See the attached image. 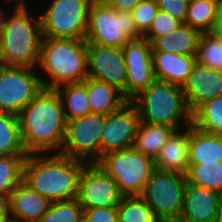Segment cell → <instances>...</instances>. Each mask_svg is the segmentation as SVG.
I'll use <instances>...</instances> for the list:
<instances>
[{
    "label": "cell",
    "instance_id": "1",
    "mask_svg": "<svg viewBox=\"0 0 222 222\" xmlns=\"http://www.w3.org/2000/svg\"><path fill=\"white\" fill-rule=\"evenodd\" d=\"M20 133L27 154L61 152L67 121L55 89L43 88L20 112ZM51 151V152H50Z\"/></svg>",
    "mask_w": 222,
    "mask_h": 222
},
{
    "label": "cell",
    "instance_id": "2",
    "mask_svg": "<svg viewBox=\"0 0 222 222\" xmlns=\"http://www.w3.org/2000/svg\"><path fill=\"white\" fill-rule=\"evenodd\" d=\"M86 161L62 153L28 154L23 166V182L51 203L74 199L78 178Z\"/></svg>",
    "mask_w": 222,
    "mask_h": 222
},
{
    "label": "cell",
    "instance_id": "3",
    "mask_svg": "<svg viewBox=\"0 0 222 222\" xmlns=\"http://www.w3.org/2000/svg\"><path fill=\"white\" fill-rule=\"evenodd\" d=\"M37 67L50 78L40 77L43 88L55 89L67 83L84 82L88 78L87 42L42 37Z\"/></svg>",
    "mask_w": 222,
    "mask_h": 222
},
{
    "label": "cell",
    "instance_id": "4",
    "mask_svg": "<svg viewBox=\"0 0 222 222\" xmlns=\"http://www.w3.org/2000/svg\"><path fill=\"white\" fill-rule=\"evenodd\" d=\"M29 8H13L0 34V65L37 68L42 28L40 15Z\"/></svg>",
    "mask_w": 222,
    "mask_h": 222
},
{
    "label": "cell",
    "instance_id": "5",
    "mask_svg": "<svg viewBox=\"0 0 222 222\" xmlns=\"http://www.w3.org/2000/svg\"><path fill=\"white\" fill-rule=\"evenodd\" d=\"M130 101L137 108L141 122L163 124L176 130L191 125L182 86L155 80Z\"/></svg>",
    "mask_w": 222,
    "mask_h": 222
},
{
    "label": "cell",
    "instance_id": "6",
    "mask_svg": "<svg viewBox=\"0 0 222 222\" xmlns=\"http://www.w3.org/2000/svg\"><path fill=\"white\" fill-rule=\"evenodd\" d=\"M95 163L117 183L123 197L142 196L155 170L154 160L133 147L106 153Z\"/></svg>",
    "mask_w": 222,
    "mask_h": 222
},
{
    "label": "cell",
    "instance_id": "7",
    "mask_svg": "<svg viewBox=\"0 0 222 222\" xmlns=\"http://www.w3.org/2000/svg\"><path fill=\"white\" fill-rule=\"evenodd\" d=\"M140 38L131 12L91 3L85 36L87 43L122 48L130 40Z\"/></svg>",
    "mask_w": 222,
    "mask_h": 222
},
{
    "label": "cell",
    "instance_id": "8",
    "mask_svg": "<svg viewBox=\"0 0 222 222\" xmlns=\"http://www.w3.org/2000/svg\"><path fill=\"white\" fill-rule=\"evenodd\" d=\"M91 0H52L40 15L42 37L85 40Z\"/></svg>",
    "mask_w": 222,
    "mask_h": 222
},
{
    "label": "cell",
    "instance_id": "9",
    "mask_svg": "<svg viewBox=\"0 0 222 222\" xmlns=\"http://www.w3.org/2000/svg\"><path fill=\"white\" fill-rule=\"evenodd\" d=\"M186 175L155 169L142 198L161 222H176L183 209Z\"/></svg>",
    "mask_w": 222,
    "mask_h": 222
},
{
    "label": "cell",
    "instance_id": "10",
    "mask_svg": "<svg viewBox=\"0 0 222 222\" xmlns=\"http://www.w3.org/2000/svg\"><path fill=\"white\" fill-rule=\"evenodd\" d=\"M34 69L0 65V112L18 117L21 110L43 89L41 75Z\"/></svg>",
    "mask_w": 222,
    "mask_h": 222
},
{
    "label": "cell",
    "instance_id": "11",
    "mask_svg": "<svg viewBox=\"0 0 222 222\" xmlns=\"http://www.w3.org/2000/svg\"><path fill=\"white\" fill-rule=\"evenodd\" d=\"M105 126V115L90 113L67 121L61 152L87 163L100 158V140Z\"/></svg>",
    "mask_w": 222,
    "mask_h": 222
},
{
    "label": "cell",
    "instance_id": "12",
    "mask_svg": "<svg viewBox=\"0 0 222 222\" xmlns=\"http://www.w3.org/2000/svg\"><path fill=\"white\" fill-rule=\"evenodd\" d=\"M117 183L96 163H87L78 178L76 199L83 209L117 207L122 199Z\"/></svg>",
    "mask_w": 222,
    "mask_h": 222
},
{
    "label": "cell",
    "instance_id": "13",
    "mask_svg": "<svg viewBox=\"0 0 222 222\" xmlns=\"http://www.w3.org/2000/svg\"><path fill=\"white\" fill-rule=\"evenodd\" d=\"M140 122L138 110L131 101L105 115V126L100 140V157L109 152L132 148Z\"/></svg>",
    "mask_w": 222,
    "mask_h": 222
},
{
    "label": "cell",
    "instance_id": "14",
    "mask_svg": "<svg viewBox=\"0 0 222 222\" xmlns=\"http://www.w3.org/2000/svg\"><path fill=\"white\" fill-rule=\"evenodd\" d=\"M88 77L110 84L127 98V66L122 48L87 43Z\"/></svg>",
    "mask_w": 222,
    "mask_h": 222
},
{
    "label": "cell",
    "instance_id": "15",
    "mask_svg": "<svg viewBox=\"0 0 222 222\" xmlns=\"http://www.w3.org/2000/svg\"><path fill=\"white\" fill-rule=\"evenodd\" d=\"M127 66V99L130 101L156 79L153 70L152 44L144 39L130 40L122 47Z\"/></svg>",
    "mask_w": 222,
    "mask_h": 222
},
{
    "label": "cell",
    "instance_id": "16",
    "mask_svg": "<svg viewBox=\"0 0 222 222\" xmlns=\"http://www.w3.org/2000/svg\"><path fill=\"white\" fill-rule=\"evenodd\" d=\"M182 90L186 105L192 113L204 102L222 94V71L195 61Z\"/></svg>",
    "mask_w": 222,
    "mask_h": 222
},
{
    "label": "cell",
    "instance_id": "17",
    "mask_svg": "<svg viewBox=\"0 0 222 222\" xmlns=\"http://www.w3.org/2000/svg\"><path fill=\"white\" fill-rule=\"evenodd\" d=\"M221 210L220 193L187 183L183 209L176 222H213Z\"/></svg>",
    "mask_w": 222,
    "mask_h": 222
},
{
    "label": "cell",
    "instance_id": "18",
    "mask_svg": "<svg viewBox=\"0 0 222 222\" xmlns=\"http://www.w3.org/2000/svg\"><path fill=\"white\" fill-rule=\"evenodd\" d=\"M7 202L9 220L14 222H38L51 205L23 181L12 190Z\"/></svg>",
    "mask_w": 222,
    "mask_h": 222
},
{
    "label": "cell",
    "instance_id": "19",
    "mask_svg": "<svg viewBox=\"0 0 222 222\" xmlns=\"http://www.w3.org/2000/svg\"><path fill=\"white\" fill-rule=\"evenodd\" d=\"M175 130L154 159L157 170L185 175L189 168V126Z\"/></svg>",
    "mask_w": 222,
    "mask_h": 222
},
{
    "label": "cell",
    "instance_id": "20",
    "mask_svg": "<svg viewBox=\"0 0 222 222\" xmlns=\"http://www.w3.org/2000/svg\"><path fill=\"white\" fill-rule=\"evenodd\" d=\"M155 79L183 86L196 61V56L168 52H152Z\"/></svg>",
    "mask_w": 222,
    "mask_h": 222
},
{
    "label": "cell",
    "instance_id": "21",
    "mask_svg": "<svg viewBox=\"0 0 222 222\" xmlns=\"http://www.w3.org/2000/svg\"><path fill=\"white\" fill-rule=\"evenodd\" d=\"M189 165L222 161V135L209 134L189 125Z\"/></svg>",
    "mask_w": 222,
    "mask_h": 222
},
{
    "label": "cell",
    "instance_id": "22",
    "mask_svg": "<svg viewBox=\"0 0 222 222\" xmlns=\"http://www.w3.org/2000/svg\"><path fill=\"white\" fill-rule=\"evenodd\" d=\"M83 83L87 88L91 113L108 115L129 101L120 90L106 82L88 77Z\"/></svg>",
    "mask_w": 222,
    "mask_h": 222
},
{
    "label": "cell",
    "instance_id": "23",
    "mask_svg": "<svg viewBox=\"0 0 222 222\" xmlns=\"http://www.w3.org/2000/svg\"><path fill=\"white\" fill-rule=\"evenodd\" d=\"M202 33L183 24L174 32L156 38L152 44V52H172L183 56H196L198 41Z\"/></svg>",
    "mask_w": 222,
    "mask_h": 222
},
{
    "label": "cell",
    "instance_id": "24",
    "mask_svg": "<svg viewBox=\"0 0 222 222\" xmlns=\"http://www.w3.org/2000/svg\"><path fill=\"white\" fill-rule=\"evenodd\" d=\"M175 130V128L163 124L140 122L132 147L154 160Z\"/></svg>",
    "mask_w": 222,
    "mask_h": 222
},
{
    "label": "cell",
    "instance_id": "25",
    "mask_svg": "<svg viewBox=\"0 0 222 222\" xmlns=\"http://www.w3.org/2000/svg\"><path fill=\"white\" fill-rule=\"evenodd\" d=\"M55 90L60 96L66 121L91 113L87 88L83 82L63 84Z\"/></svg>",
    "mask_w": 222,
    "mask_h": 222
},
{
    "label": "cell",
    "instance_id": "26",
    "mask_svg": "<svg viewBox=\"0 0 222 222\" xmlns=\"http://www.w3.org/2000/svg\"><path fill=\"white\" fill-rule=\"evenodd\" d=\"M191 125L205 133L222 135V94L197 107L191 113Z\"/></svg>",
    "mask_w": 222,
    "mask_h": 222
},
{
    "label": "cell",
    "instance_id": "27",
    "mask_svg": "<svg viewBox=\"0 0 222 222\" xmlns=\"http://www.w3.org/2000/svg\"><path fill=\"white\" fill-rule=\"evenodd\" d=\"M0 155L28 156L22 144L19 118L0 112Z\"/></svg>",
    "mask_w": 222,
    "mask_h": 222
},
{
    "label": "cell",
    "instance_id": "28",
    "mask_svg": "<svg viewBox=\"0 0 222 222\" xmlns=\"http://www.w3.org/2000/svg\"><path fill=\"white\" fill-rule=\"evenodd\" d=\"M220 0H189L187 15L183 24L199 30L211 32Z\"/></svg>",
    "mask_w": 222,
    "mask_h": 222
},
{
    "label": "cell",
    "instance_id": "29",
    "mask_svg": "<svg viewBox=\"0 0 222 222\" xmlns=\"http://www.w3.org/2000/svg\"><path fill=\"white\" fill-rule=\"evenodd\" d=\"M185 175L188 184L207 188L222 195V161L189 165Z\"/></svg>",
    "mask_w": 222,
    "mask_h": 222
},
{
    "label": "cell",
    "instance_id": "30",
    "mask_svg": "<svg viewBox=\"0 0 222 222\" xmlns=\"http://www.w3.org/2000/svg\"><path fill=\"white\" fill-rule=\"evenodd\" d=\"M117 222H161L141 196L122 197Z\"/></svg>",
    "mask_w": 222,
    "mask_h": 222
},
{
    "label": "cell",
    "instance_id": "31",
    "mask_svg": "<svg viewBox=\"0 0 222 222\" xmlns=\"http://www.w3.org/2000/svg\"><path fill=\"white\" fill-rule=\"evenodd\" d=\"M26 157L0 155V199L8 201L12 190L23 181Z\"/></svg>",
    "mask_w": 222,
    "mask_h": 222
},
{
    "label": "cell",
    "instance_id": "32",
    "mask_svg": "<svg viewBox=\"0 0 222 222\" xmlns=\"http://www.w3.org/2000/svg\"><path fill=\"white\" fill-rule=\"evenodd\" d=\"M196 61L222 71V37L212 32L202 33L198 41Z\"/></svg>",
    "mask_w": 222,
    "mask_h": 222
},
{
    "label": "cell",
    "instance_id": "33",
    "mask_svg": "<svg viewBox=\"0 0 222 222\" xmlns=\"http://www.w3.org/2000/svg\"><path fill=\"white\" fill-rule=\"evenodd\" d=\"M83 211L76 198L52 202L38 222H82Z\"/></svg>",
    "mask_w": 222,
    "mask_h": 222
},
{
    "label": "cell",
    "instance_id": "34",
    "mask_svg": "<svg viewBox=\"0 0 222 222\" xmlns=\"http://www.w3.org/2000/svg\"><path fill=\"white\" fill-rule=\"evenodd\" d=\"M182 25L183 22L179 19L159 10L153 19L149 30L142 36V38L152 43L156 38L168 35Z\"/></svg>",
    "mask_w": 222,
    "mask_h": 222
},
{
    "label": "cell",
    "instance_id": "35",
    "mask_svg": "<svg viewBox=\"0 0 222 222\" xmlns=\"http://www.w3.org/2000/svg\"><path fill=\"white\" fill-rule=\"evenodd\" d=\"M158 11L156 0H143L131 11L136 29L141 36L149 30Z\"/></svg>",
    "mask_w": 222,
    "mask_h": 222
},
{
    "label": "cell",
    "instance_id": "36",
    "mask_svg": "<svg viewBox=\"0 0 222 222\" xmlns=\"http://www.w3.org/2000/svg\"><path fill=\"white\" fill-rule=\"evenodd\" d=\"M82 222H117V207L84 209Z\"/></svg>",
    "mask_w": 222,
    "mask_h": 222
},
{
    "label": "cell",
    "instance_id": "37",
    "mask_svg": "<svg viewBox=\"0 0 222 222\" xmlns=\"http://www.w3.org/2000/svg\"><path fill=\"white\" fill-rule=\"evenodd\" d=\"M160 11L175 17L184 23L189 0H156Z\"/></svg>",
    "mask_w": 222,
    "mask_h": 222
},
{
    "label": "cell",
    "instance_id": "38",
    "mask_svg": "<svg viewBox=\"0 0 222 222\" xmlns=\"http://www.w3.org/2000/svg\"><path fill=\"white\" fill-rule=\"evenodd\" d=\"M143 0H114L111 7L115 10L131 12Z\"/></svg>",
    "mask_w": 222,
    "mask_h": 222
},
{
    "label": "cell",
    "instance_id": "39",
    "mask_svg": "<svg viewBox=\"0 0 222 222\" xmlns=\"http://www.w3.org/2000/svg\"><path fill=\"white\" fill-rule=\"evenodd\" d=\"M211 32L222 37V0L219 1L216 13V21Z\"/></svg>",
    "mask_w": 222,
    "mask_h": 222
},
{
    "label": "cell",
    "instance_id": "40",
    "mask_svg": "<svg viewBox=\"0 0 222 222\" xmlns=\"http://www.w3.org/2000/svg\"><path fill=\"white\" fill-rule=\"evenodd\" d=\"M8 202L0 199V222H9Z\"/></svg>",
    "mask_w": 222,
    "mask_h": 222
},
{
    "label": "cell",
    "instance_id": "41",
    "mask_svg": "<svg viewBox=\"0 0 222 222\" xmlns=\"http://www.w3.org/2000/svg\"><path fill=\"white\" fill-rule=\"evenodd\" d=\"M4 12H6V11H2V8H0V34L3 30V27L5 26V21L7 18V15Z\"/></svg>",
    "mask_w": 222,
    "mask_h": 222
},
{
    "label": "cell",
    "instance_id": "42",
    "mask_svg": "<svg viewBox=\"0 0 222 222\" xmlns=\"http://www.w3.org/2000/svg\"><path fill=\"white\" fill-rule=\"evenodd\" d=\"M114 0H91L92 4L111 6Z\"/></svg>",
    "mask_w": 222,
    "mask_h": 222
},
{
    "label": "cell",
    "instance_id": "43",
    "mask_svg": "<svg viewBox=\"0 0 222 222\" xmlns=\"http://www.w3.org/2000/svg\"><path fill=\"white\" fill-rule=\"evenodd\" d=\"M5 1H9V0H5ZM15 2V6H13L14 8H27V5L25 2V0H11Z\"/></svg>",
    "mask_w": 222,
    "mask_h": 222
},
{
    "label": "cell",
    "instance_id": "44",
    "mask_svg": "<svg viewBox=\"0 0 222 222\" xmlns=\"http://www.w3.org/2000/svg\"><path fill=\"white\" fill-rule=\"evenodd\" d=\"M213 222H222V210Z\"/></svg>",
    "mask_w": 222,
    "mask_h": 222
}]
</instances>
